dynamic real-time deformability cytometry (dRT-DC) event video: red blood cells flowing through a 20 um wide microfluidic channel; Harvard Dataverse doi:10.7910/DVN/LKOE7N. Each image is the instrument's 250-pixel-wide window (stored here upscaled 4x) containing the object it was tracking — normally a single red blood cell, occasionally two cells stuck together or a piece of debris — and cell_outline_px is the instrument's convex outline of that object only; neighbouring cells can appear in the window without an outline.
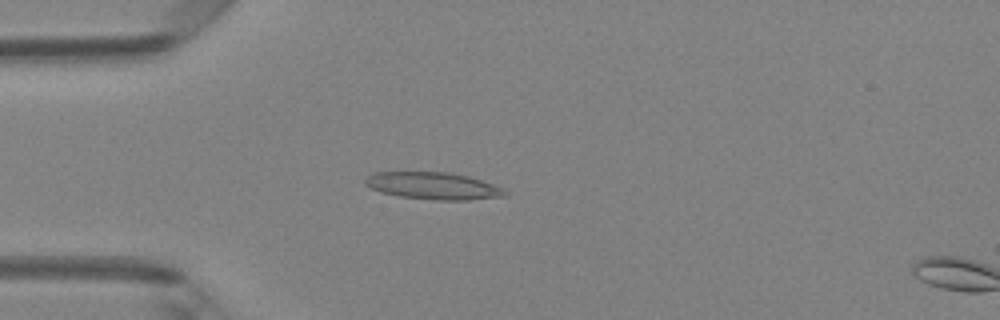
{"species": "Egyptian fruit bat (a non-hibernating species)", "species_latin": "Rousettus aegyptiacus", "temperature_condition": "room temperature", "stored_images_in_passage": 14, "camera_frame_rate_fps": 3000, "um_per_image_px": 0.085, "animal": {"sex": "female"}, "frame": {"image": 1, "passage_image": 12, "time_ms": 3.667, "image_size_px": [1000, 320], "cell_outline_px": [[508, 196], [468, 200], [436, 200], [400, 196], [380, 192], [364, 184], [364, 180], [372, 172], [448, 172], [468, 176], [492, 184], [508, 192]], "centroid_in_image_um": [36.81, 15.8], "position_along_channel_um": 48.2, "area_um2": 22.02}}